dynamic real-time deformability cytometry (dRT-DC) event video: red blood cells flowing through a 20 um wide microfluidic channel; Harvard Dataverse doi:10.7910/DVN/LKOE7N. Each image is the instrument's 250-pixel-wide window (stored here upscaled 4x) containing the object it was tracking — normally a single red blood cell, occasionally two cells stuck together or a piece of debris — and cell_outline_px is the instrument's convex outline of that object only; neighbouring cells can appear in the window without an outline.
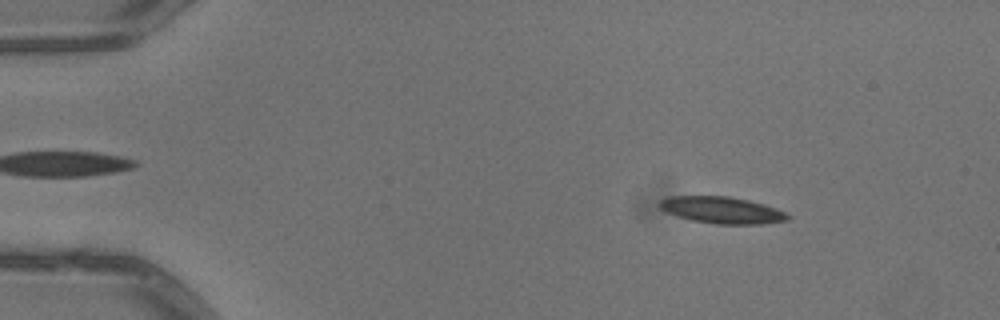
{"species": "common noctule bat (a hibernating species)", "species_latin": "Nyctalus noctula", "temperature_condition": "warm", "stored_images_in_passage": 6, "camera_frame_rate_fps": 3000, "um_per_image_px": 0.085, "animal": {"sex": "male", "body_mass_g": 13.3}, "frame": {"image": 1, "passage_image": 2, "time_ms": 0.333, "image_size_px": [1000, 320], "cell_outline_px": [[792, 216], [788, 220], [760, 224], [716, 224], [692, 220], [668, 212], [660, 208], [656, 204], [660, 200], [668, 196], [728, 196], [748, 200], [764, 204], [776, 208]], "centroid_in_image_um": [61.37, 17.85], "position_along_channel_um": 23.6, "area_um2": 19.88}}